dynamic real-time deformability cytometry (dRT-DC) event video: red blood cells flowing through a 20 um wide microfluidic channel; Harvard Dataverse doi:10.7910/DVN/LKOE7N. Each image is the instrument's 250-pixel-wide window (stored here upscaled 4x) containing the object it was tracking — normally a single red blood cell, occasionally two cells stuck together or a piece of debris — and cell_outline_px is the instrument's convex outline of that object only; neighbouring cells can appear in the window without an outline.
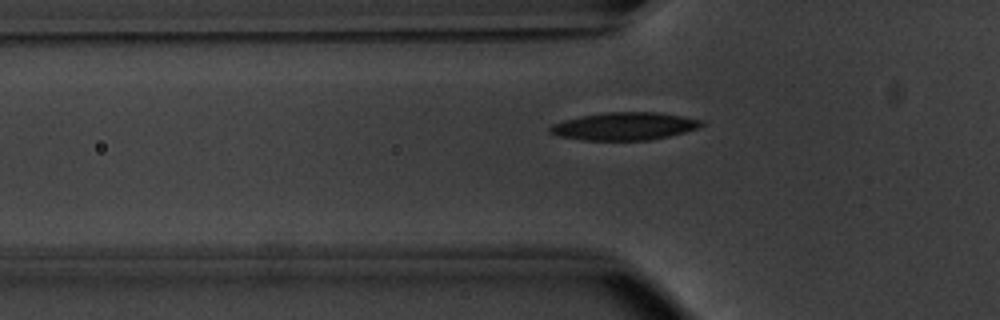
{"species": "common noctule bat (a hibernating species)", "species_latin": "Nyctalus noctula", "temperature_condition": "warm", "stored_images_in_passage": 34, "camera_frame_rate_fps": 3000, "um_per_image_px": 0.085, "animal": {"sex": "male", "body_mass_g": 20.1, "forearm_length_mm": 53.5}, "frame": {"image": 1, "passage_image": 6, "time_ms": 1.667, "image_size_px": [1000, 320], "cell_outline_px": [[708, 124], [684, 132], [668, 136], [648, 140], [580, 140], [560, 136], [548, 132], [548, 128], [552, 124], [564, 120], [580, 116], [608, 112], [656, 112], [704, 120]], "centroid_in_image_um": [53.07, 10.73], "position_along_channel_um": 72.7, "area_um2": 24.45}}
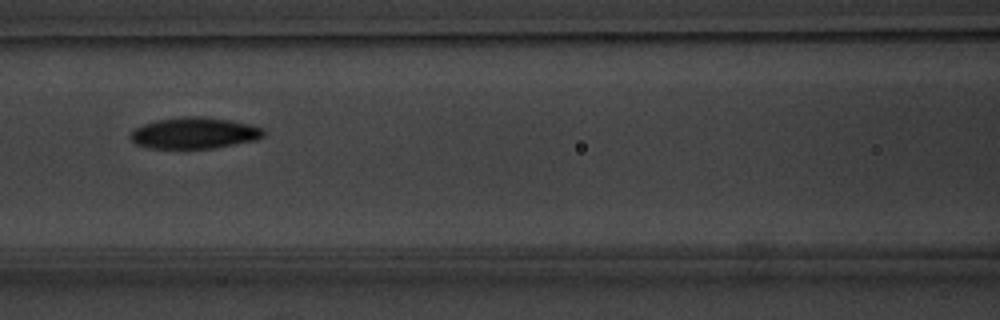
{"frame": {"image": 2, "passage_image": 12, "time_ms": 3.667, "image_size_px": [1000, 320], "cell_outline_px": [[264, 136], [256, 140], [212, 148], [148, 148], [136, 144], [128, 136], [136, 128], [144, 124], [160, 120], [184, 116], [204, 116], [252, 124], [264, 128]], "centroid_in_image_um": [16.55, 11.31], "position_along_channel_um": 150.1, "area_um2": 24.16}}
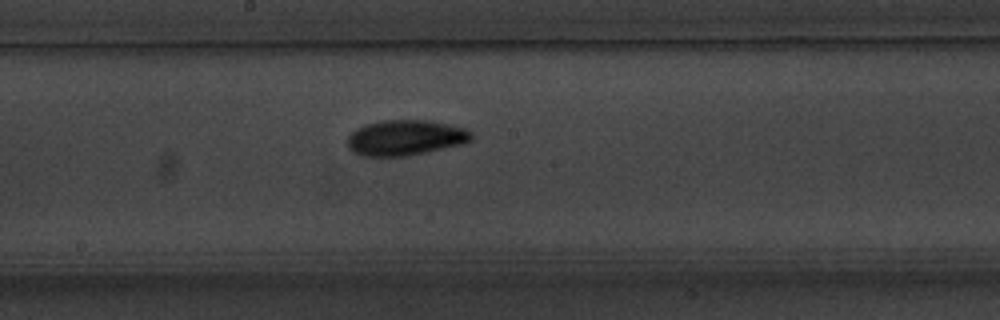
{"frame": {"image": 3, "passage_image": 17, "time_ms": 5.333, "image_size_px": [1000, 320], "cell_outline_px": [[472, 140], [464, 144], [404, 156], [360, 156], [352, 152], [348, 148], [348, 136], [356, 128], [364, 124], [384, 120], [428, 120], [468, 128], [472, 132]], "centroid_in_image_um": [34.46, 11.7], "position_along_channel_um": 213.7, "area_um2": 25.78}, "authors_computed_cell_mechanics": {"area_um2": 24.1893, "velocity_mm_per_s": 3.8275, "shape_relaxation_time_tau1_ms": 2.689, "shape_relaxation_time_tau2_ms": 3.6884, "deformation_change_tau1": 0.1271, "deformation_change_tau2": 0.0819}}